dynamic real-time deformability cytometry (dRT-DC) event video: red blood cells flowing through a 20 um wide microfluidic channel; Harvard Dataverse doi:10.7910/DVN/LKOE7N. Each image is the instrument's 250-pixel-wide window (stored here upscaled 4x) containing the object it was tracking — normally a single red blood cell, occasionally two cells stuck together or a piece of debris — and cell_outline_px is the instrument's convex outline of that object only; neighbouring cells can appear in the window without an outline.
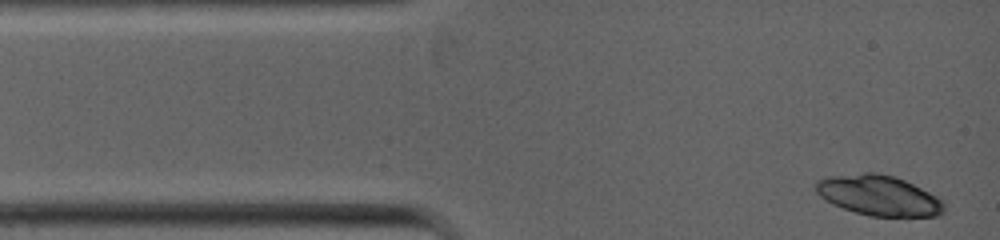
{"species": "common noctule bat (a hibernating species)", "species_latin": "Nyctalus noctula", "temperature_condition": "warm", "stored_images_in_passage": 4, "camera_frame_rate_fps": 5000, "um_per_image_px": 0.085, "animal": {"sex": "female", "body_mass_g": 19.0, "forearm_length_mm": 53.3}, "frame": {"image": 1, "passage_image": 1, "time_ms": 0.0, "image_size_px": [1000, 240], "cell_outline_px": [[944, 212], [936, 216], [868, 216], [832, 204], [824, 200], [816, 192], [816, 180], [828, 176], [864, 172], [876, 172], [892, 176], [904, 180], [944, 200]], "centroid_in_image_um": [74.67, 16.61], "position_along_channel_um": 10.3, "area_um2": 30.06}}